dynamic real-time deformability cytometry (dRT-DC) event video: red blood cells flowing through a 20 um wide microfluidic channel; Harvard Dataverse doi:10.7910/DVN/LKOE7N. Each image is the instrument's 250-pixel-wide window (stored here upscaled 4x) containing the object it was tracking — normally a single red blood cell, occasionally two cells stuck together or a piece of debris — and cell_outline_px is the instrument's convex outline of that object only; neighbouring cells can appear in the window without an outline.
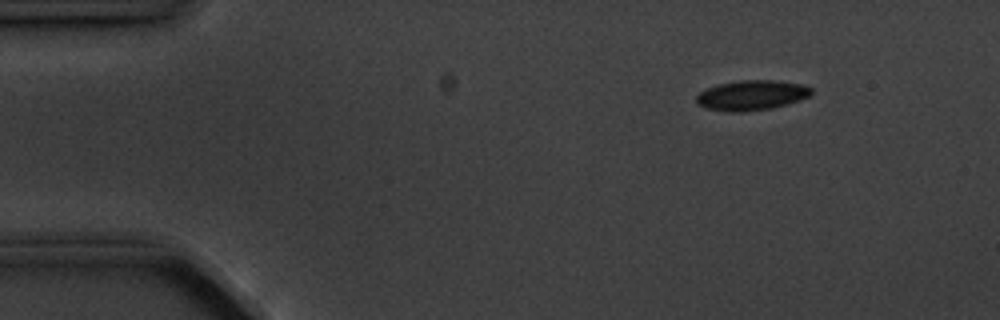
{"species": "common noctule bat (a hibernating species)", "species_latin": "Nyctalus noctula", "temperature_condition": "cold", "stored_images_in_passage": 4, "camera_frame_rate_fps": 3000, "um_per_image_px": 0.085, "animal": {"sex": "male", "body_mass_g": 20.1, "forearm_length_mm": 53.5}, "frame": {"image": 1, "passage_image": 2, "time_ms": 1.0, "image_size_px": [1000, 320], "cell_outline_px": [[812, 92], [808, 96], [800, 100], [772, 108], [744, 112], [728, 112], [704, 108], [696, 104], [696, 96], [700, 92], [708, 88], [720, 84], [740, 80], [772, 80], [800, 84], [812, 88]], "centroid_in_image_um": [63.85, 8.11], "position_along_channel_um": 21.2, "area_um2": 20.06}}